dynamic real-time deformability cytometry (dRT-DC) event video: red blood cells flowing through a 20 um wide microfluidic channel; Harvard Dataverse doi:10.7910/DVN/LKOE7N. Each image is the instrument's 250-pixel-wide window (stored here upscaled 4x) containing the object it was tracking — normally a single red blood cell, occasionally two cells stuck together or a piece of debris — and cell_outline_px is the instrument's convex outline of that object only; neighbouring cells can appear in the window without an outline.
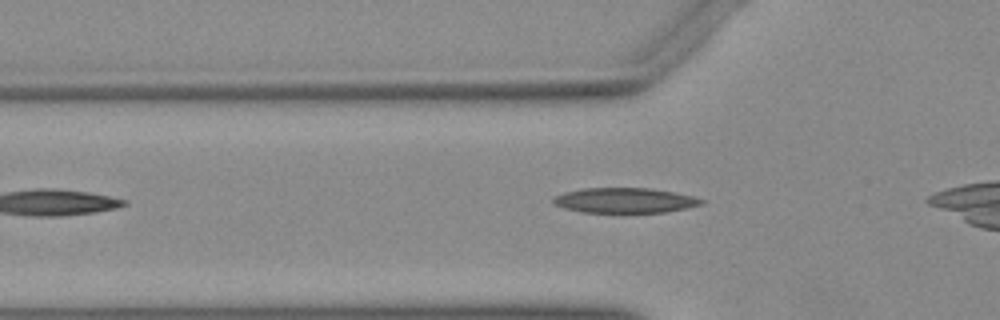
{"species": "Egyptian fruit bat (a non-hibernating species)", "species_latin": "Rousettus aegyptiacus", "temperature_condition": "warm", "stored_images_in_passage": 28, "camera_frame_rate_fps": 3000, "um_per_image_px": 0.085, "animal": {"sex": "female"}, "frame": {"image": 1, "passage_image": 2, "time_ms": 0.333, "image_size_px": [1000, 320], "cell_outline_px": [[708, 200], [704, 204], [664, 212], [580, 212], [564, 208], [552, 204], [552, 200], [556, 196], [564, 192], [584, 188], [648, 188], [672, 192], [692, 196]], "centroid_in_image_um": [53.09, 17.03], "position_along_channel_um": 72.7, "area_um2": 21.56}}
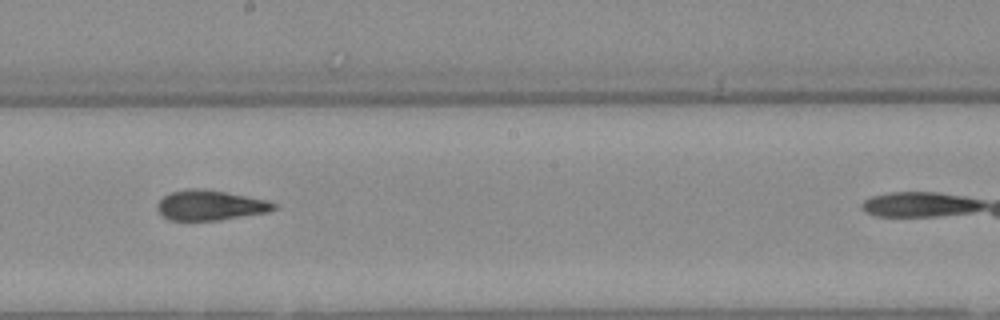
{"frame": {"image": 2, "passage_image": 14, "time_ms": 4.333, "image_size_px": [1000, 320], "cell_outline_px": [[280, 208], [268, 212], [220, 220], [168, 220], [160, 216], [156, 208], [156, 204], [164, 196], [172, 192], [192, 188], [196, 188], [224, 192], [264, 200], [276, 204]], "centroid_in_image_um": [17.83, 17.47], "position_along_channel_um": 230.4, "area_um2": 20.29}}
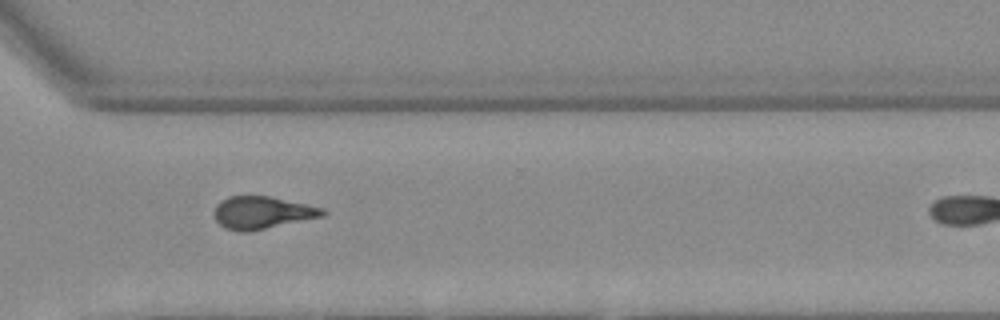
{"frame": {"image": 3, "passage_image": 23, "time_ms": 7.333, "image_size_px": [1000, 320], "cell_outline_px": [[328, 212], [324, 216], [248, 232], [240, 232], [224, 228], [216, 220], [216, 204], [220, 200], [228, 196], [272, 196], [324, 208]], "centroid_in_image_um": [22.31, 18.07], "position_along_channel_um": 348.3, "area_um2": 20.58}}